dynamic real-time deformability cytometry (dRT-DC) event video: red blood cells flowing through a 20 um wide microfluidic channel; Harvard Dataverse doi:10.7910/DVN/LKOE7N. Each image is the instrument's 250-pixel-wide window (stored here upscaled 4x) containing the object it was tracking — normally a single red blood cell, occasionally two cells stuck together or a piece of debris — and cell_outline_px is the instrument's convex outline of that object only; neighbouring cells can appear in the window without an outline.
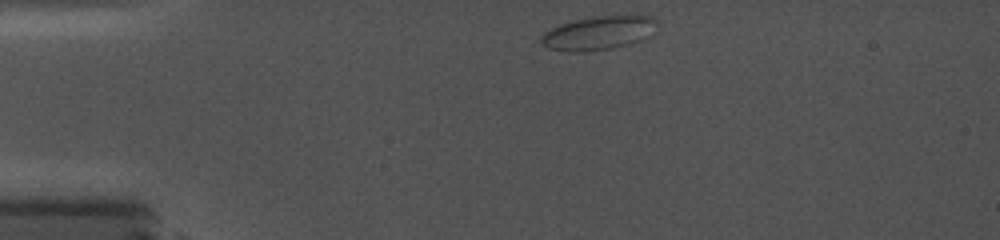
{"species": "common noctule bat (a hibernating species)", "species_latin": "Nyctalus noctula", "temperature_condition": "cold", "stored_images_in_passage": 26, "camera_frame_rate_fps": 5000, "um_per_image_px": 0.085, "animal": {"sex": "female", "body_mass_g": 19.0, "forearm_length_mm": 56.7}, "frame": {"image": 1, "passage_image": 1, "time_ms": 0.0, "image_size_px": [1000, 240], "cell_outline_px": [[656, 20], [644, 36], [640, 40], [628, 44], [612, 48], [584, 52], [568, 52], [548, 48], [540, 40], [540, 36], [544, 32], [560, 24], [592, 16], [628, 12], [636, 12], [652, 16]], "centroid_in_image_um": [50.85, 2.75], "position_along_channel_um": 34.2, "area_um2": 23.06}}
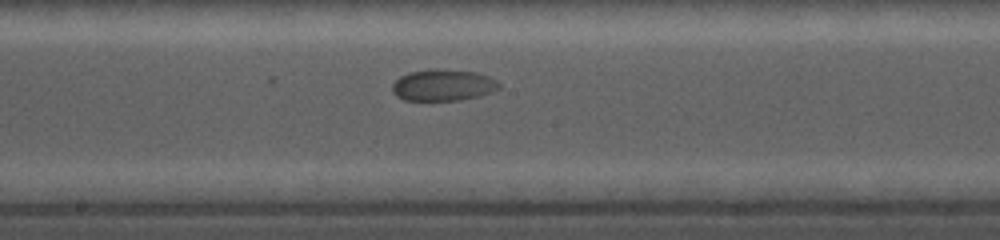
{"frame": {"image": 2, "passage_image": 13, "time_ms": 6.4, "image_size_px": [1000, 240], "cell_outline_px": [[500, 88], [492, 92], [480, 96], [460, 100], [404, 100], [396, 96], [392, 92], [392, 84], [400, 76], [408, 72], [428, 68], [436, 68], [476, 72], [488, 76], [496, 80], [500, 84]], "centroid_in_image_um": [37.65, 7.22], "position_along_channel_um": 210.6, "area_um2": 19.88}}
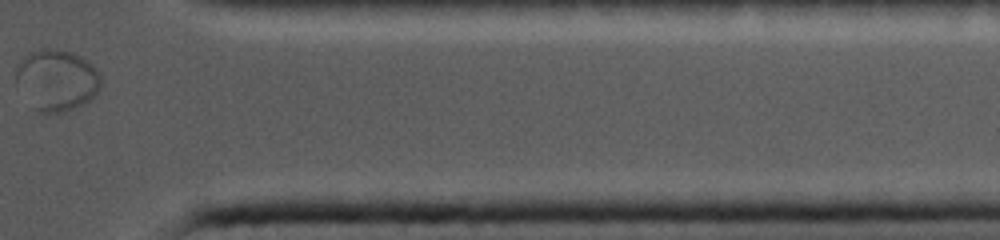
{"frame": {"image": 3, "passage_image": 23, "time_ms": 12.0, "image_size_px": [1000, 240], "cell_outline_px": [[100, 88], [96, 96], [84, 104], [76, 108], [64, 112], [40, 112], [36, 108], [16, 80], [16, 72], [20, 60], [28, 52], [40, 48], [56, 48], [72, 52], [80, 56], [92, 64], [100, 76]], "centroid_in_image_um": [4.87, 6.77], "position_along_channel_um": 406.5, "area_um2": 30.0}}